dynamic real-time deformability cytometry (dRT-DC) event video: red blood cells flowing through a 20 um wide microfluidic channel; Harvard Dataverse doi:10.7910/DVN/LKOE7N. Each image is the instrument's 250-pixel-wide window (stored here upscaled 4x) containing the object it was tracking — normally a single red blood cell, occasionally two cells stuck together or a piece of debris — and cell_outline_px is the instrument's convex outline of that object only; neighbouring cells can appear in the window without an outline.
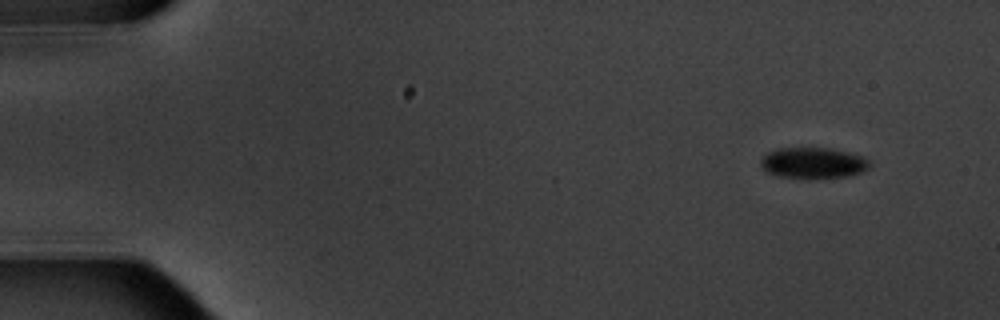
{"species": "common noctule bat (a hibernating species)", "species_latin": "Nyctalus noctula", "temperature_condition": "warm", "stored_images_in_passage": 6, "camera_frame_rate_fps": 3000, "um_per_image_px": 0.085, "animal": {"sex": "male", "body_mass_g": 20.1, "forearm_length_mm": 53.5}, "frame": {"image": 1, "passage_image": 1, "time_ms": 0.0, "image_size_px": [1000, 320], "cell_outline_px": [[872, 164], [868, 168], [860, 172], [848, 176], [812, 180], [804, 180], [780, 176], [768, 172], [760, 164], [760, 160], [768, 152], [776, 148], [832, 148], [848, 152], [860, 156], [868, 160]], "centroid_in_image_um": [69.11, 13.87], "position_along_channel_um": 15.9, "area_um2": 20.0}}
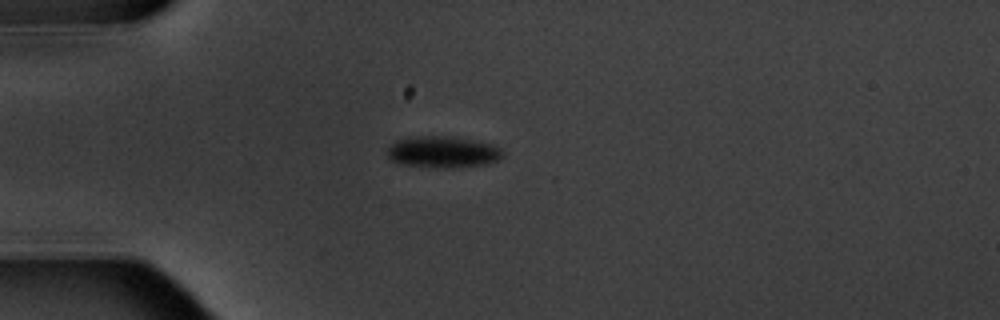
{"frame": {"image": 2, "passage_image": 4, "time_ms": 3.667, "image_size_px": [1000, 320], "cell_outline_px": [[504, 156], [500, 160], [484, 164], [444, 168], [440, 168], [404, 164], [392, 160], [388, 156], [388, 148], [396, 140], [416, 136], [448, 136], [472, 140], [492, 144], [500, 148]], "centroid_in_image_um": [37.66, 12.91], "position_along_channel_um": 47.3, "area_um2": 20.92}}
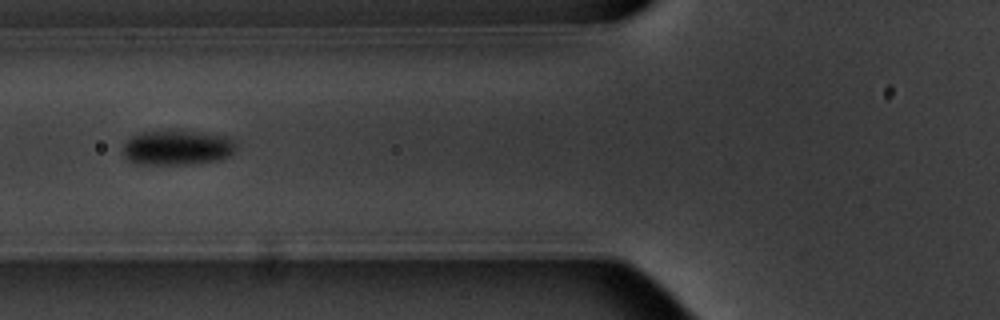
{"frame": {"image": 3, "passage_image": 6, "time_ms": 6.0, "image_size_px": [1000, 320], "cell_outline_px": [[236, 152], [228, 156], [216, 160], [184, 164], [136, 164], [128, 160], [124, 156], [124, 144], [132, 136], [144, 132], [196, 132], [224, 136], [232, 140], [236, 144]], "centroid_in_image_um": [15.06, 12.57], "position_along_channel_um": 110.7, "area_um2": 22.37}}